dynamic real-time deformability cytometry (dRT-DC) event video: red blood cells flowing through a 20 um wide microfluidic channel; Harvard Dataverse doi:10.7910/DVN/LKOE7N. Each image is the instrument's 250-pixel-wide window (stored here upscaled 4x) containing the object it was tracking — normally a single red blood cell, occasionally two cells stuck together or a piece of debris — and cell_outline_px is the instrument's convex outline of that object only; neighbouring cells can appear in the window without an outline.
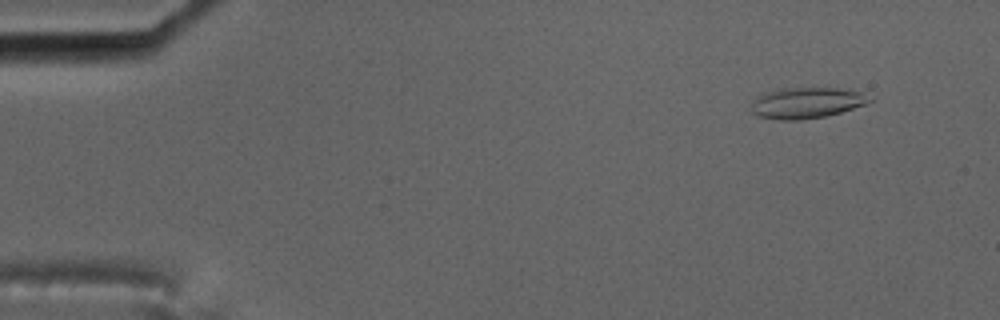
{"species": "common noctule bat (a hibernating species)", "species_latin": "Nyctalus noctula", "temperature_condition": "cold", "stored_images_in_passage": 57, "camera_frame_rate_fps": 3000, "um_per_image_px": 0.085, "animal": {"sex": "male", "body_mass_g": 17.5, "forearm_length_mm": 52.3}, "frame": {"image": 1, "passage_image": 5, "time_ms": 1.333, "image_size_px": [1000, 320], "cell_outline_px": [[872, 100], [864, 104], [840, 112], [824, 116], [800, 120], [776, 120], [756, 116], [752, 112], [752, 100], [756, 96], [764, 92], [776, 88], [836, 88], [860, 92]], "centroid_in_image_um": [68.44, 8.74], "position_along_channel_um": 16.6, "area_um2": 21.27}}
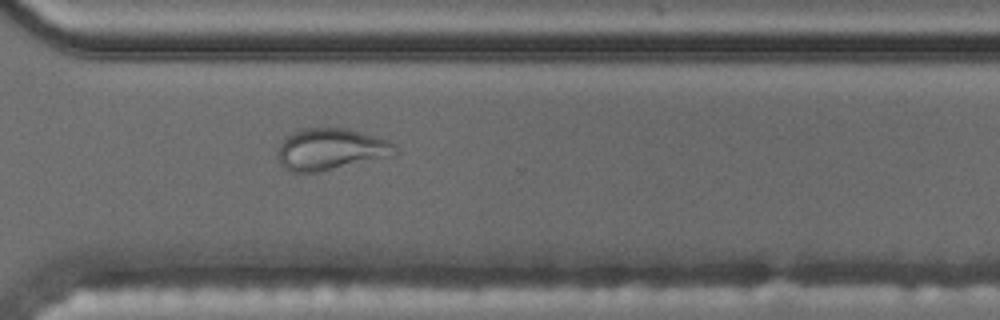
{"frame": {"image": 2, "passage_image": 42, "time_ms": 13.667, "image_size_px": [1000, 320], "cell_outline_px": [[396, 152], [392, 156], [320, 172], [292, 172], [284, 168], [280, 164], [276, 156], [276, 152], [284, 136], [292, 132], [304, 128], [344, 128], [388, 140], [392, 144]], "centroid_in_image_um": [28.03, 12.7], "position_along_channel_um": 342.6, "area_um2": 28.5}}
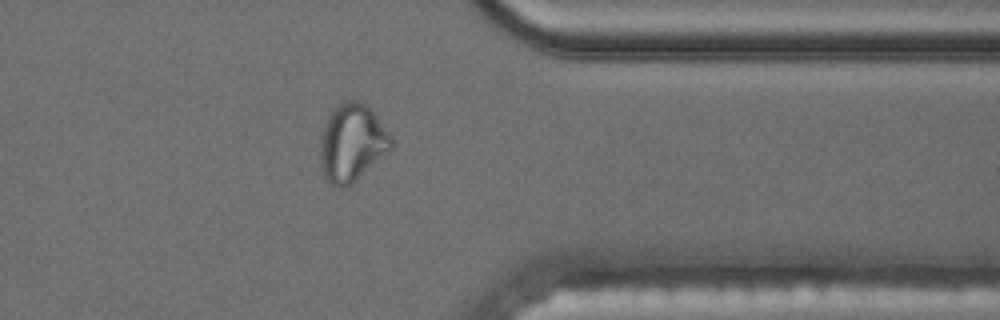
{"frame": {"image": 3, "passage_image": 46, "time_ms": 15.0, "image_size_px": [1000, 320], "cell_outline_px": [[392, 148], [352, 184], [344, 188], [340, 188], [328, 184], [324, 176], [320, 164], [320, 136], [324, 124], [332, 108], [336, 104], [344, 100], [356, 100], [372, 108], [392, 136]], "centroid_in_image_um": [29.9, 12.12], "position_along_channel_um": 381.5, "area_um2": 32.66}, "authors_computed_cell_mechanics": {"area_um2": 21.2704, "velocity_mm_per_s": 3.5039, "shape_relaxation_time_tau1_ms": null, "shape_relaxation_time_tau2_ms": 1.5831, "deformation_change_tau1": null, "deformation_change_tau2": 0.0744}}